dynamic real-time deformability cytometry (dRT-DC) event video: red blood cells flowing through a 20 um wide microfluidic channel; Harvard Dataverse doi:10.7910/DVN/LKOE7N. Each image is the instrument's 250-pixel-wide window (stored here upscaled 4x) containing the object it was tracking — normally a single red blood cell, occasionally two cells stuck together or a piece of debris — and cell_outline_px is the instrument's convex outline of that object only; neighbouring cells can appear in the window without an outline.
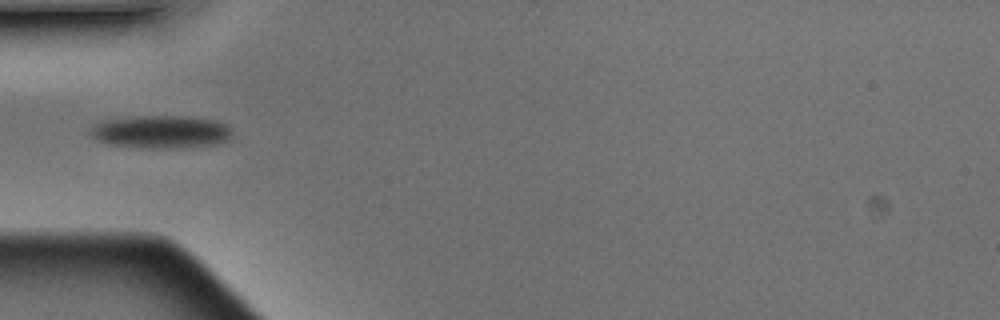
{"species": "Egyptian fruit bat (a non-hibernating species)", "species_latin": "Rousettus aegyptiacus", "temperature_condition": "warm", "stored_images_in_passage": 2, "camera_frame_rate_fps": 3000, "um_per_image_px": 0.085, "animal": {"sex": "male"}, "frame": {"image": 1, "passage_image": 2, "time_ms": 0.333, "image_size_px": [1000, 320], "cell_outline_px": [[232, 136], [228, 140], [216, 144], [172, 148], [152, 148], [108, 144], [96, 140], [88, 132], [96, 124], [104, 120], [140, 116], [180, 116], [216, 120], [228, 124], [232, 128]], "centroid_in_image_um": [13.72, 11.2], "position_along_channel_um": 71.3, "area_um2": 27.11}}